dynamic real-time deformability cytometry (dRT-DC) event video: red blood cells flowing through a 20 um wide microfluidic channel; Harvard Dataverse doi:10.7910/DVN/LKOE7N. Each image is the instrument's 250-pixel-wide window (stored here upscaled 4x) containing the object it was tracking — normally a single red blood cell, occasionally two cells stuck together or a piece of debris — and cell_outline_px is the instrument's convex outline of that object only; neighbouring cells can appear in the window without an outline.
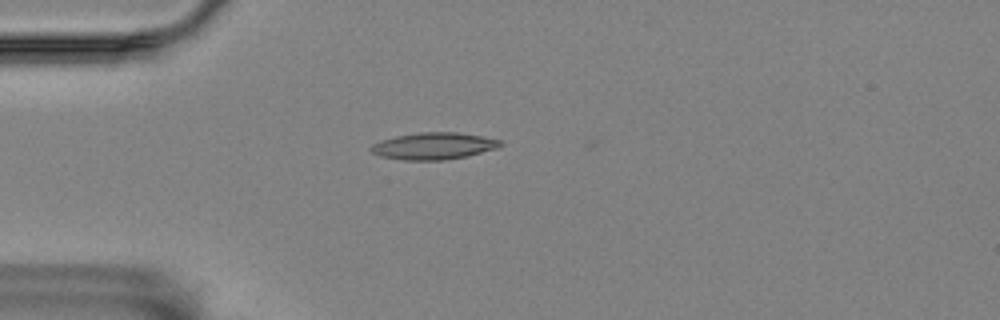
{"species": "Egyptian fruit bat (a non-hibernating species)", "species_latin": "Rousettus aegyptiacus", "temperature_condition": "room temperature", "stored_images_in_passage": 2, "camera_frame_rate_fps": 3000, "um_per_image_px": 0.085, "animal": {"sex": "female"}, "frame": {"image": 1, "passage_image": 2, "time_ms": 0.333, "image_size_px": [1000, 320], "cell_outline_px": [[504, 144], [496, 148], [468, 156], [444, 160], [404, 160], [380, 156], [372, 152], [368, 148], [372, 144], [380, 140], [396, 136], [420, 132], [456, 132], [480, 136], [500, 140]], "centroid_in_image_um": [36.83, 12.41], "position_along_channel_um": 48.2, "area_um2": 20.23}}